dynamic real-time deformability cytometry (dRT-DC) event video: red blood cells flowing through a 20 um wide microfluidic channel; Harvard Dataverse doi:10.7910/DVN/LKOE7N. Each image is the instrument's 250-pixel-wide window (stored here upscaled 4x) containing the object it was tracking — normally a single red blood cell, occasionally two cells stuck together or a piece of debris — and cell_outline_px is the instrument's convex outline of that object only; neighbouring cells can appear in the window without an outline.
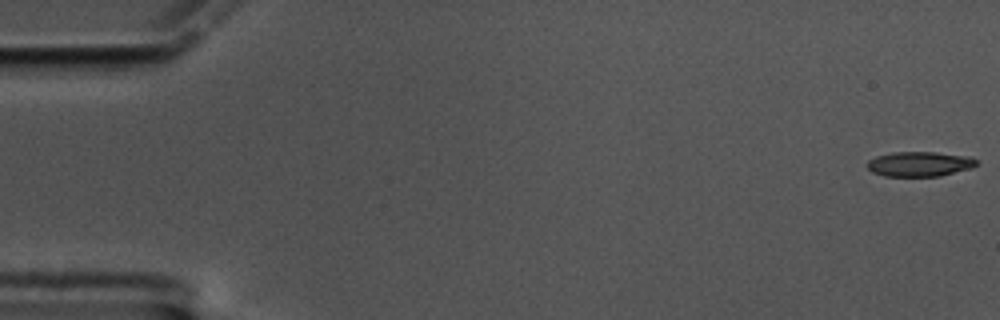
{"species": "common noctule bat (a hibernating species)", "species_latin": "Nyctalus noctula", "temperature_condition": "cold", "stored_images_in_passage": 59, "camera_frame_rate_fps": 3000, "um_per_image_px": 0.085, "animal": {"sex": "male", "body_mass_g": 17.5, "forearm_length_mm": 52.3}, "frame": {"image": 1, "passage_image": 1, "time_ms": 0.0, "image_size_px": [1000, 320], "cell_outline_px": [[976, 164], [972, 168], [940, 176], [884, 176], [872, 172], [864, 164], [868, 160], [876, 156], [892, 152], [936, 152], [968, 156], [976, 160]], "centroid_in_image_um": [78.11, 13.94], "position_along_channel_um": 6.9, "area_um2": 15.9}}
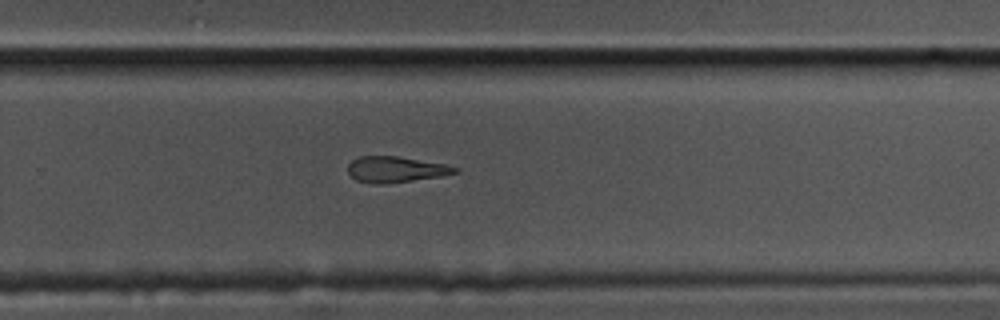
{"frame": {"image": 2, "passage_image": 39, "time_ms": 12.667, "image_size_px": [1000, 320], "cell_outline_px": [[460, 172], [440, 176], [384, 184], [376, 184], [356, 180], [348, 172], [348, 164], [352, 160], [360, 156], [396, 156], [444, 164], [460, 168]], "centroid_in_image_um": [33.63, 14.4], "position_along_channel_um": 296.2, "area_um2": 16.01}}
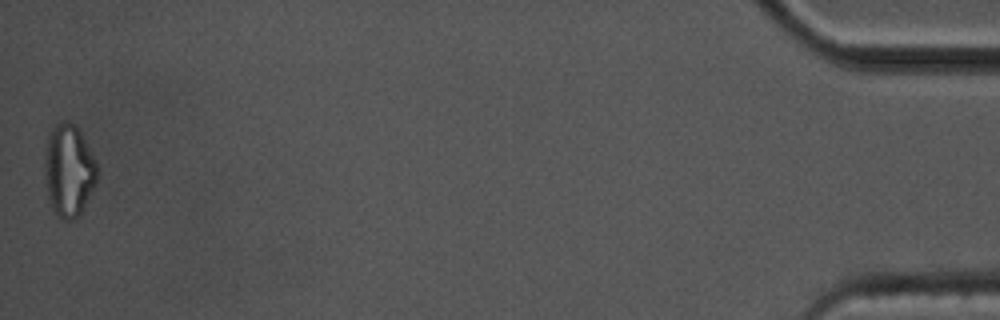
{"frame": {"image": 3, "passage_image": 59, "time_ms": 19.333, "image_size_px": [1000, 320], "cell_outline_px": [[96, 180], [80, 212], [72, 220], [60, 220], [52, 208], [48, 200], [44, 172], [44, 156], [48, 136], [52, 128], [56, 124], [68, 120], [80, 132], [96, 160]], "centroid_in_image_um": [5.8, 14.49], "position_along_channel_um": 429.4, "area_um2": 27.8}, "authors_computed_cell_mechanics": {"area_um2": 16.8198, "velocity_mm_per_s": 3.4163, "shape_relaxation_time_tau1_ms": 9.1076, "shape_relaxation_time_tau2_ms": null, "deformation_change_tau1": 0.223, "deformation_change_tau2": null}}